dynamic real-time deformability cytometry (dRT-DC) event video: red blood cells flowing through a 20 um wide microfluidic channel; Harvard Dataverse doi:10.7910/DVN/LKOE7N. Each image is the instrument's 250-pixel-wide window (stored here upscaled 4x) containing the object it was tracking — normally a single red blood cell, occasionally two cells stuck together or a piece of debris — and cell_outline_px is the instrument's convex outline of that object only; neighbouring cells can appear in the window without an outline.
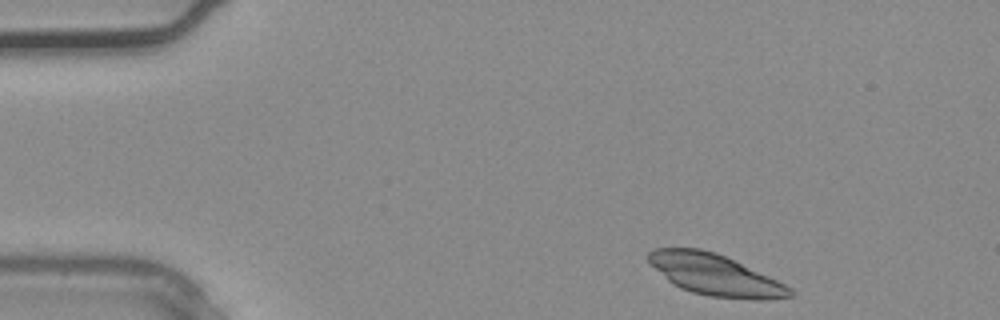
{"species": "common noctule bat (a hibernating species)", "species_latin": "Nyctalus noctula", "temperature_condition": "warm", "stored_images_in_passage": 16, "camera_frame_rate_fps": 3000, "um_per_image_px": 0.085, "animal": {"sex": "male", "body_mass_g": 20.4}, "frame": {"image": 1, "passage_image": 1, "time_ms": 0.0, "image_size_px": [1000, 320], "cell_outline_px": [[792, 296], [760, 300], [756, 300], [708, 296], [692, 292], [680, 288], [668, 280], [648, 260], [648, 252], [656, 248], [700, 248], [716, 252], [768, 276], [792, 288]], "centroid_in_image_um": [60.77, 23.36], "position_along_channel_um": 24.2, "area_um2": 33.41}}